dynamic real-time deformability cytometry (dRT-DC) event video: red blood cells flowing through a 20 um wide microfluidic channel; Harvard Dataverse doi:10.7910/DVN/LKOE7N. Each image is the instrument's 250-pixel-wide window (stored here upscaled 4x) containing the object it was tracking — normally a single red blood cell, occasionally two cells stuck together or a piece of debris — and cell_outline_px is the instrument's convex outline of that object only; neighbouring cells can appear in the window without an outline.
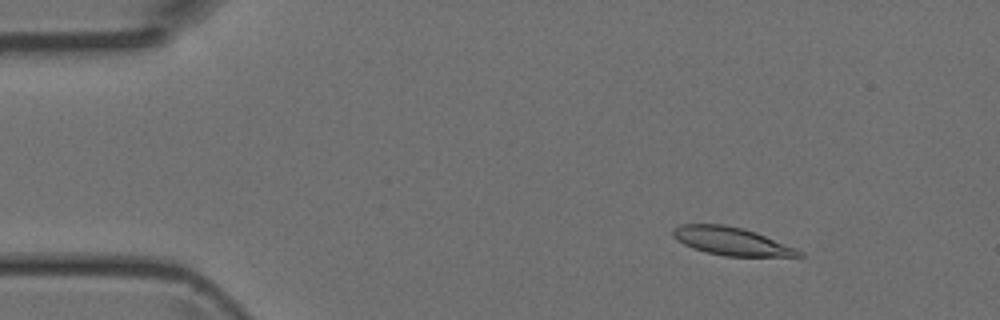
{"species": "Egyptian fruit bat (a non-hibernating species)", "species_latin": "Rousettus aegyptiacus", "temperature_condition": "room temperature", "stored_images_in_passage": 48, "camera_frame_rate_fps": 3000, "um_per_image_px": 0.085, "animal": {"sex": "female"}, "frame": {"image": 1, "passage_image": 7, "time_ms": 2.0, "image_size_px": [1000, 320], "cell_outline_px": [[804, 256], [724, 256], [692, 248], [676, 240], [672, 236], [672, 228], [680, 224], [724, 224], [744, 228], [756, 232], [796, 248], [804, 252]], "centroid_in_image_um": [62.15, 20.49], "position_along_channel_um": 22.9, "area_um2": 20.63}}
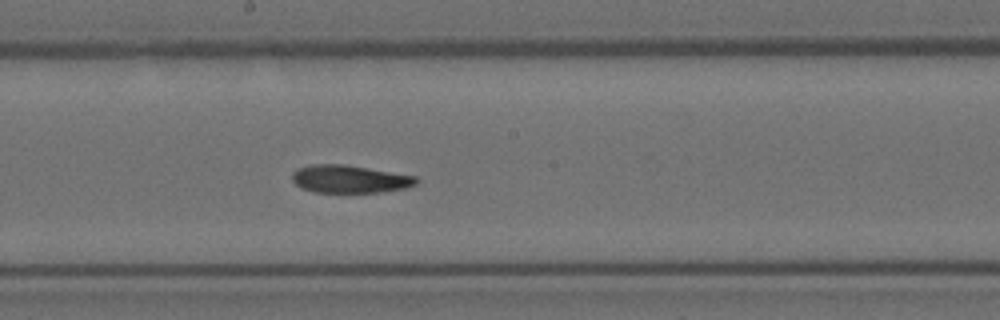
{"frame": {"image": 2, "passage_image": 26, "time_ms": 8.333, "image_size_px": [1000, 320], "cell_outline_px": [[420, 180], [416, 184], [404, 188], [380, 192], [312, 192], [300, 188], [292, 180], [292, 172], [296, 168], [308, 164], [344, 164], [416, 176]], "centroid_in_image_um": [29.67, 15.21], "position_along_channel_um": 218.5, "area_um2": 20.23}}
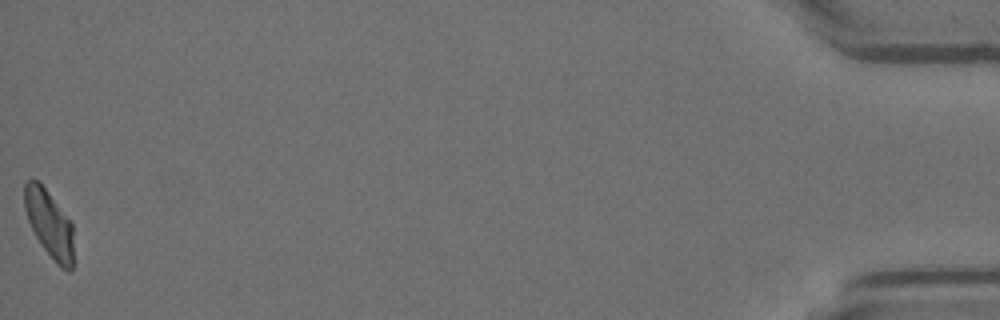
{"frame": {"image": 3, "passage_image": 48, "time_ms": 15.667, "image_size_px": [1000, 320], "cell_outline_px": [[72, 272], [68, 272], [56, 264], [44, 248], [36, 236], [28, 220], [24, 208], [24, 184], [32, 176], [44, 188], [72, 224]], "centroid_in_image_um": [4.16, 19.03], "position_along_channel_um": 431.0, "area_um2": 18.79}}